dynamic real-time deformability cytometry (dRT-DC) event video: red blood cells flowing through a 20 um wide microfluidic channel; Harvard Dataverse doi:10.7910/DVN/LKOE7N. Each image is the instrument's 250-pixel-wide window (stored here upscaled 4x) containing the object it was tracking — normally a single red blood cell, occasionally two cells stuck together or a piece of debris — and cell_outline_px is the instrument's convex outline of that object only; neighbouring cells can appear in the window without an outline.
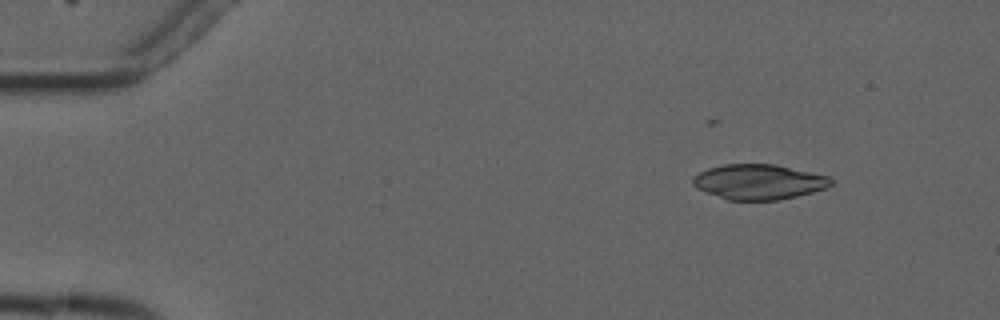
{"species": "common noctule bat (a hibernating species)", "species_latin": "Nyctalus noctula", "temperature_condition": "cold", "stored_images_in_passage": 4, "camera_frame_rate_fps": 3000, "um_per_image_px": 0.085, "animal": {"sex": "male", "forearm_length_mm": 52.5}, "frame": {"image": 1, "passage_image": 1, "time_ms": 0.0, "image_size_px": [1000, 320], "cell_outline_px": [[832, 184], [828, 188], [780, 200], [728, 200], [696, 188], [692, 184], [692, 176], [708, 168], [724, 164], [776, 164], [828, 176], [832, 180]], "centroid_in_image_um": [64.49, 15.46], "position_along_channel_um": 20.5, "area_um2": 28.32}}